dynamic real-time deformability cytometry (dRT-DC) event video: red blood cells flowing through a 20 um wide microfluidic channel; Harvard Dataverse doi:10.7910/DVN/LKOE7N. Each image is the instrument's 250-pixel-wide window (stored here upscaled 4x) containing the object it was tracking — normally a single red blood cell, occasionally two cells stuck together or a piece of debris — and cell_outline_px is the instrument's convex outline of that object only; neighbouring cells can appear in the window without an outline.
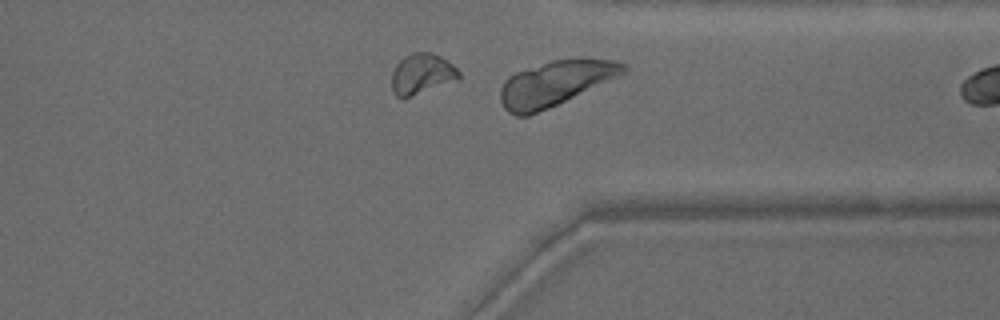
{"species": "common noctule bat (a hibernating species)", "species_latin": "Nyctalus noctula", "temperature_condition": "warm", "stored_images_in_passage": 24, "camera_frame_rate_fps": 3000, "um_per_image_px": 0.085, "animal": {"sex": "male", "body_mass_g": 15.6}, "frame": {"image": 1, "passage_image": 24, "time_ms": 7.667, "image_size_px": [1000, 320], "cell_outline_px": [[628, 72], [620, 76], [548, 108], [528, 116], [516, 116], [508, 112], [504, 108], [500, 100], [500, 88], [504, 80], [508, 76], [516, 72], [552, 60], [612, 60], [624, 64], [628, 68]], "centroid_in_image_um": [47.15, 7.11], "position_along_channel_um": 364.2, "area_um2": 31.73}}